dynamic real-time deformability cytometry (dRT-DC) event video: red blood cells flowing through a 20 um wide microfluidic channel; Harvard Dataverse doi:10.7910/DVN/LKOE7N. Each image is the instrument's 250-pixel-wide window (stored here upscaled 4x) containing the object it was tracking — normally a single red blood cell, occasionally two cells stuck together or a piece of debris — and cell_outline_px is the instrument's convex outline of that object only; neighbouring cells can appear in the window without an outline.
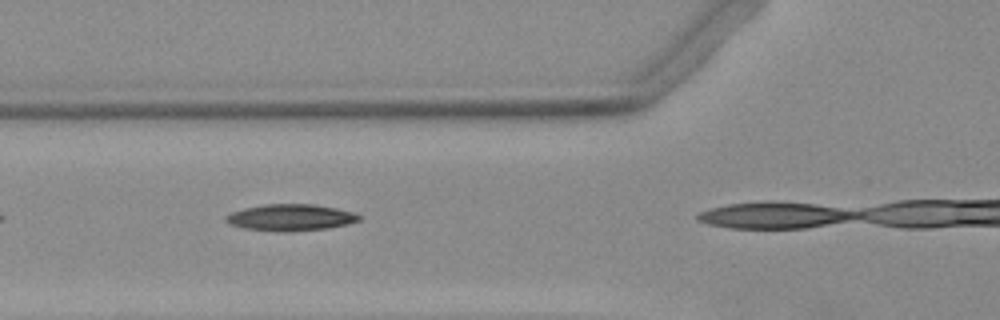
{"species": "Egyptian fruit bat (a non-hibernating species)", "species_latin": "Rousettus aegyptiacus", "temperature_condition": "warm", "stored_images_in_passage": 10, "camera_frame_rate_fps": 3000, "um_per_image_px": 0.085, "animal": {"sex": "female"}, "frame": {"image": 1, "passage_image": 7, "time_ms": 2.0, "image_size_px": [1000, 320], "cell_outline_px": [[360, 220], [348, 224], [328, 228], [244, 228], [232, 224], [224, 220], [224, 216], [232, 212], [244, 208], [264, 204], [316, 204], [336, 208], [352, 212], [360, 216]], "centroid_in_image_um": [24.72, 18.41], "position_along_channel_um": 101.1, "area_um2": 19.31}}